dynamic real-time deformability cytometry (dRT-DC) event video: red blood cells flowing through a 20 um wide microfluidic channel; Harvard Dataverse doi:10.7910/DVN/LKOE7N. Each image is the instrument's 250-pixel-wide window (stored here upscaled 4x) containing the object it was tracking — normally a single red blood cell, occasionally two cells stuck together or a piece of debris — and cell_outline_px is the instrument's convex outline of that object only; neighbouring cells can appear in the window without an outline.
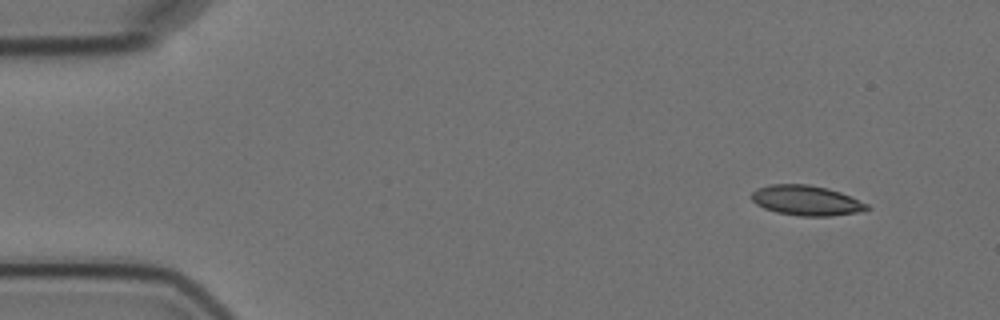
{"species": "Egyptian fruit bat (a non-hibernating species)", "species_latin": "Rousettus aegyptiacus", "temperature_condition": "cold", "stored_images_in_passage": 8, "camera_frame_rate_fps": 3000, "um_per_image_px": 0.085, "animal": {"sex": "female"}, "frame": {"image": 1, "passage_image": 2, "time_ms": 1.333, "image_size_px": [1000, 320], "cell_outline_px": [[872, 208], [864, 212], [832, 216], [800, 216], [776, 212], [764, 208], [756, 204], [752, 200], [752, 192], [756, 188], [772, 184], [808, 184], [828, 188], [840, 192], [868, 204]], "centroid_in_image_um": [68.57, 17.05], "position_along_channel_um": 16.4, "area_um2": 20.4}}
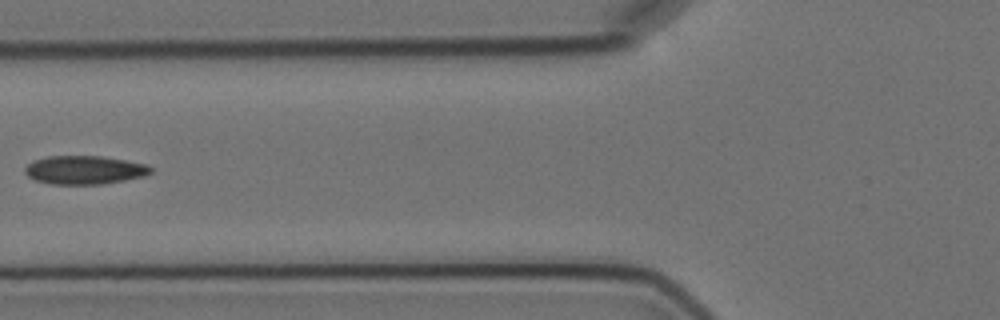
{"frame": {"image": 2, "passage_image": 7, "time_ms": 7.0, "image_size_px": [1000, 320], "cell_outline_px": [[152, 172], [144, 176], [104, 184], [52, 184], [36, 180], [28, 176], [24, 172], [24, 168], [32, 160], [48, 156], [100, 156], [148, 164], [152, 168]], "centroid_in_image_um": [7.18, 14.44], "position_along_channel_um": 118.6, "area_um2": 20.92}}
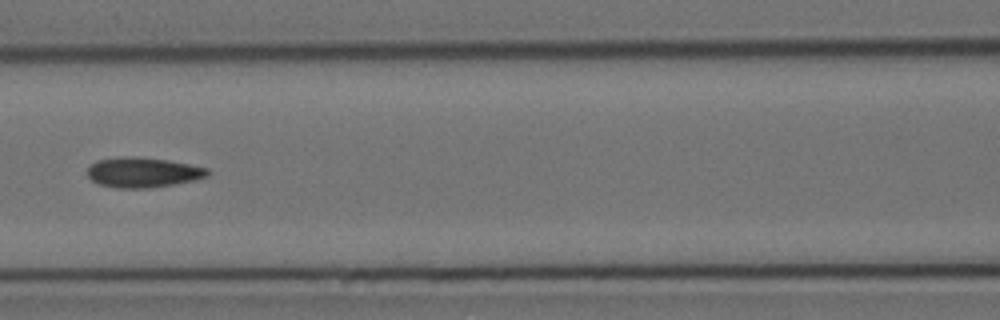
{"frame": {"image": 3, "passage_image": 8, "time_ms": 8.0, "image_size_px": [1000, 320], "cell_outline_px": [[212, 172], [208, 176], [196, 180], [148, 188], [116, 188], [100, 184], [92, 180], [88, 176], [88, 168], [96, 160], [116, 156], [140, 156], [168, 160], [208, 168]], "centroid_in_image_um": [12.16, 14.63], "position_along_channel_um": 154.4, "area_um2": 21.27}}